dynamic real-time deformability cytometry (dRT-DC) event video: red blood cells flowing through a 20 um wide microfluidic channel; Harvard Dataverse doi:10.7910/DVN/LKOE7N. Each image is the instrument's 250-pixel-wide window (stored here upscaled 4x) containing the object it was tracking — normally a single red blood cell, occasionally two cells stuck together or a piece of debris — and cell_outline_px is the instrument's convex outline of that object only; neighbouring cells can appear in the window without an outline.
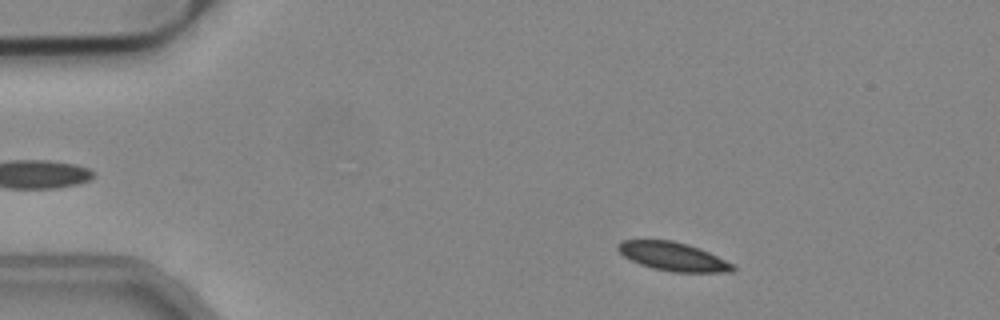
{"species": "common noctule bat (a hibernating species)", "species_latin": "Nyctalus noctula", "temperature_condition": "cold", "stored_images_in_passage": 51, "camera_frame_rate_fps": 3000, "um_per_image_px": 0.085, "animal": {"sex": "male", "body_mass_g": 19.2, "forearm_length_mm": 51.8}, "frame": {"image": 1, "passage_image": 6, "time_ms": 1.667, "image_size_px": [1000, 320], "cell_outline_px": [[736, 268], [732, 272], [672, 272], [652, 268], [640, 264], [624, 256], [616, 248], [616, 244], [624, 240], [672, 240], [688, 244], [708, 252], [732, 264]], "centroid_in_image_um": [57.18, 21.8], "position_along_channel_um": 27.8, "area_um2": 18.96}}
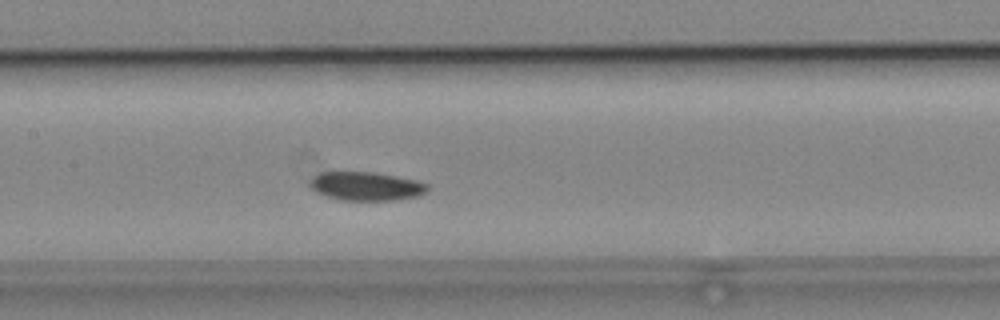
{"frame": {"image": 2, "passage_image": 23, "time_ms": 7.333, "image_size_px": [1000, 320], "cell_outline_px": [[428, 188], [424, 192], [416, 196], [392, 200], [340, 200], [316, 192], [308, 184], [320, 172], [372, 172], [396, 176], [416, 180], [428, 184]], "centroid_in_image_um": [31.11, 15.82], "position_along_channel_um": 176.3, "area_um2": 19.31}}
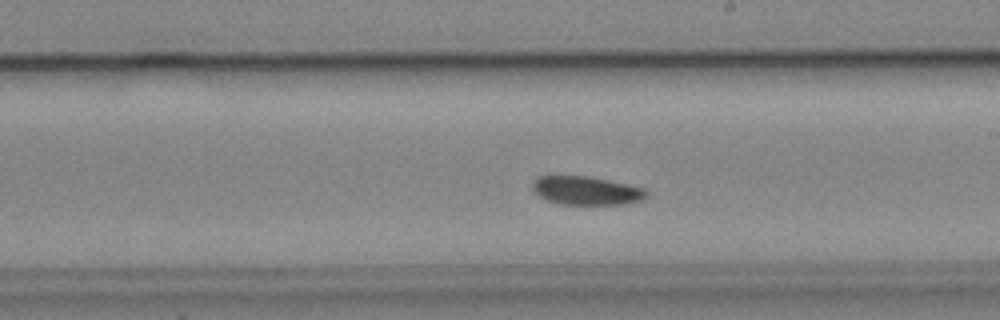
{"frame": {"image": 3, "passage_image": 28, "time_ms": 9.0, "image_size_px": [1000, 320], "cell_outline_px": [[648, 196], [640, 200], [624, 204], [556, 204], [540, 196], [532, 188], [532, 184], [540, 176], [588, 176], [608, 180], [644, 188], [648, 192]], "centroid_in_image_um": [49.85, 16.2], "position_along_channel_um": 239.1, "area_um2": 18.73}, "authors_computed_cell_mechanics": {"area_um2": 19.363, "velocity_mm_per_s": 3.7884, "shape_relaxation_time_tau1_ms": 3.5112, "shape_relaxation_time_tau2_ms": null, "deformation_change_tau1": 0.0638, "deformation_change_tau2": null}}